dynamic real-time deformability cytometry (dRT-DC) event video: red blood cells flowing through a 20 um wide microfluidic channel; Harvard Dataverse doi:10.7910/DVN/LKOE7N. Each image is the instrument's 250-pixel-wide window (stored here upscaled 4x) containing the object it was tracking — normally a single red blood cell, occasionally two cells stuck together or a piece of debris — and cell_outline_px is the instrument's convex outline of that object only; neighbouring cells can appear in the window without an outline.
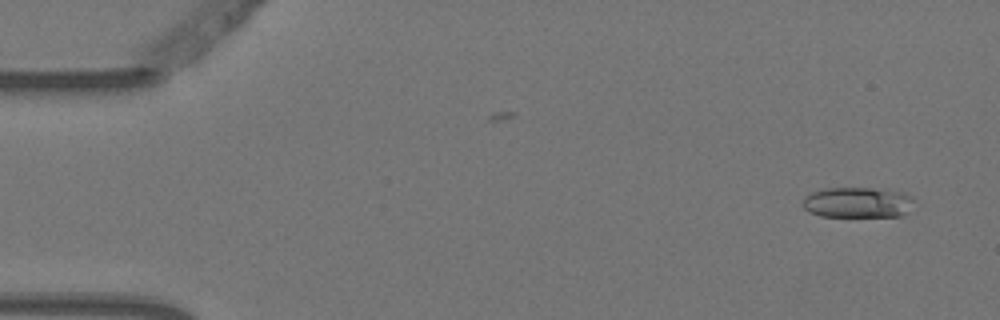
{"species": "Egyptian fruit bat (a non-hibernating species)", "species_latin": "Rousettus aegyptiacus", "temperature_condition": "warm", "stored_images_in_passage": 2, "camera_frame_rate_fps": 3000, "um_per_image_px": 0.085, "animal": {"sex": "female"}, "frame": {"image": 1, "passage_image": 2, "time_ms": 0.333, "image_size_px": [1000, 320], "cell_outline_px": [[912, 200], [904, 212], [900, 216], [820, 216], [808, 212], [800, 204], [804, 196], [812, 192], [824, 188], [872, 188], [904, 192], [912, 196]], "centroid_in_image_um": [72.79, 17.2], "position_along_channel_um": 12.2, "area_um2": 19.71}}